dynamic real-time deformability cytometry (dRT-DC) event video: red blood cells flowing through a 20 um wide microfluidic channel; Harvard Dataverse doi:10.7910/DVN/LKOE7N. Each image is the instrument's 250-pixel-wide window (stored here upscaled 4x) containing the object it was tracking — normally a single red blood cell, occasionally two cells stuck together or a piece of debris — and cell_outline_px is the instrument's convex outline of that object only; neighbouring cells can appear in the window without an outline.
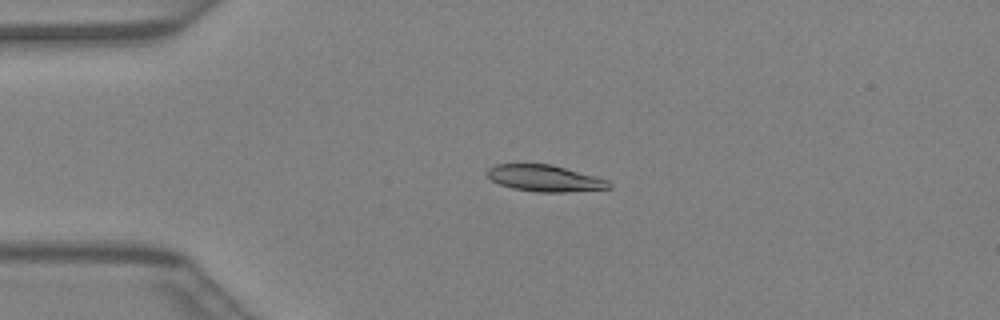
{"species": "Egyptian fruit bat (a non-hibernating species)", "species_latin": "Rousettus aegyptiacus", "temperature_condition": "warm", "stored_images_in_passage": 34, "camera_frame_rate_fps": 3000, "um_per_image_px": 0.085, "animal": {"sex": "female"}, "frame": {"image": 1, "passage_image": 3, "time_ms": 0.667, "image_size_px": [1000, 320], "cell_outline_px": [[612, 188], [564, 192], [536, 192], [512, 188], [500, 184], [492, 180], [488, 176], [488, 168], [496, 164], [552, 164], [608, 180], [612, 184]], "centroid_in_image_um": [46.32, 15.15], "position_along_channel_um": 38.7, "area_um2": 18.67}}
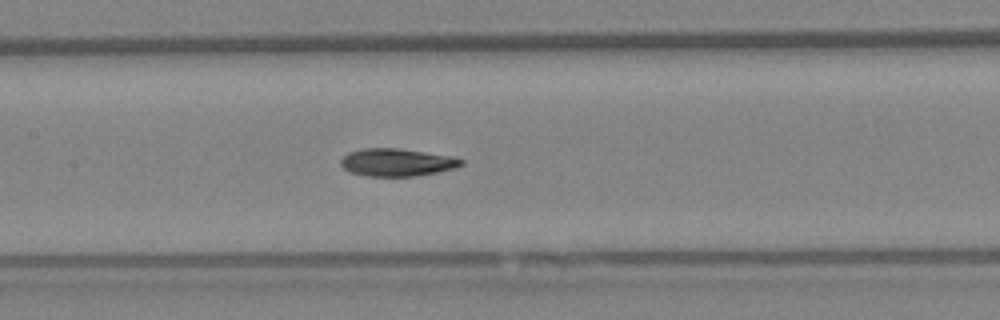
{"frame": {"image": 2, "passage_image": 13, "time_ms": 4.0, "image_size_px": [1000, 320], "cell_outline_px": [[464, 164], [456, 168], [416, 176], [368, 176], [348, 172], [340, 164], [340, 160], [348, 152], [364, 148], [396, 148], [452, 156], [464, 160]], "centroid_in_image_um": [33.73, 13.8], "position_along_channel_um": 173.7, "area_um2": 19.42}}
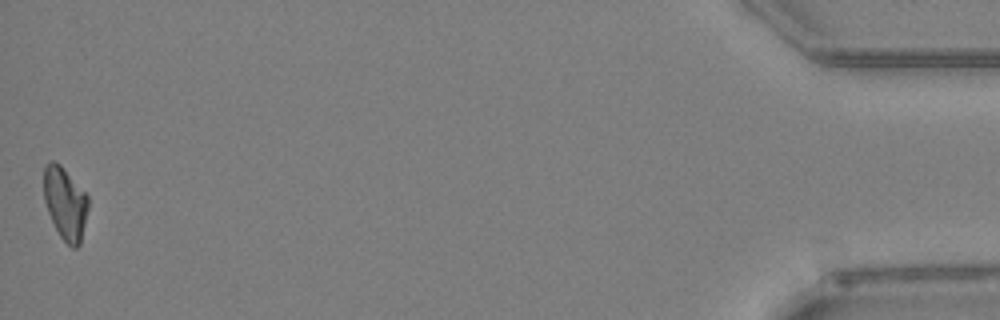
{"frame": {"image": 3, "passage_image": 34, "time_ms": 11.0, "image_size_px": [1000, 320], "cell_outline_px": [[88, 208], [80, 244], [76, 248], [72, 248], [60, 236], [48, 212], [44, 200], [44, 164], [52, 160], [60, 164], [88, 196]], "centroid_in_image_um": [5.53, 17.27], "position_along_channel_um": 429.7, "area_um2": 18.55}}